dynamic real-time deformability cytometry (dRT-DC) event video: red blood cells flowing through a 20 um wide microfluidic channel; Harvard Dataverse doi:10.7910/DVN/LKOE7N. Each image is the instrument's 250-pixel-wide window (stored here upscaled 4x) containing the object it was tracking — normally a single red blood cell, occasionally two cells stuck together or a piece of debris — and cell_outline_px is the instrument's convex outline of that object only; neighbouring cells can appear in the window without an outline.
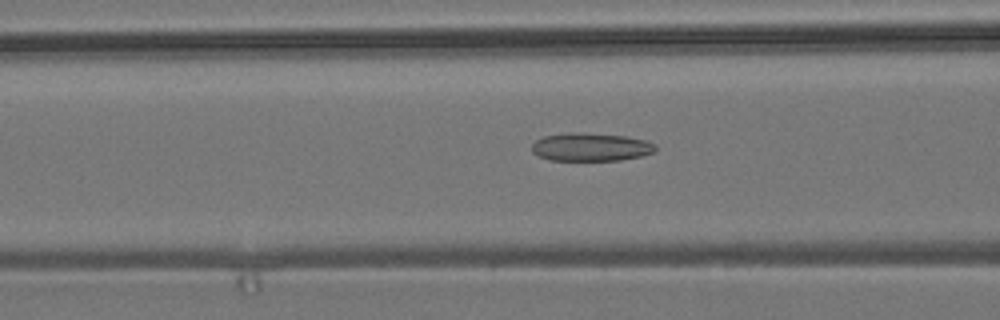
{"species": "common noctule bat (a hibernating species)", "species_latin": "Nyctalus noctula", "temperature_condition": "room temperature", "stored_images_in_passage": 39, "camera_frame_rate_fps": 3000, "um_per_image_px": 0.085, "animal": {"sex": "male", "body_mass_g": 19.2, "forearm_length_mm": 51.8}, "frame": {"image": 1, "passage_image": 5, "time_ms": 1.333, "image_size_px": [1000, 320], "cell_outline_px": [[656, 152], [640, 156], [620, 160], [548, 160], [532, 152], [532, 144], [536, 140], [544, 136], [568, 132], [580, 132], [624, 136], [648, 140], [656, 144]], "centroid_in_image_um": [50.24, 12.49], "position_along_channel_um": 116.4, "area_um2": 20.4}}
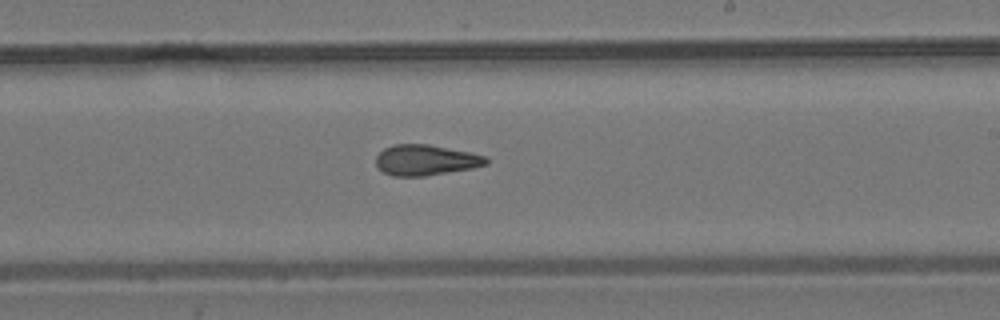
{"frame": {"image": 2, "passage_image": 16, "time_ms": 5.0, "image_size_px": [1000, 320], "cell_outline_px": [[488, 164], [472, 168], [424, 176], [392, 176], [384, 172], [376, 164], [376, 156], [384, 148], [392, 144], [428, 144], [468, 152], [484, 156], [488, 160]], "centroid_in_image_um": [36.15, 13.6], "position_along_channel_um": 252.8, "area_um2": 19.48}}
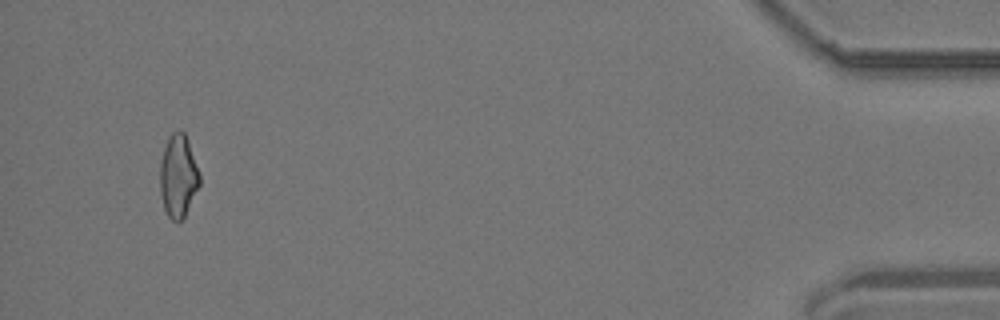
{"frame": {"image": 3, "passage_image": 36, "time_ms": 11.667, "image_size_px": [1000, 320], "cell_outline_px": [[200, 184], [184, 216], [180, 220], [172, 220], [168, 216], [164, 208], [160, 192], [160, 164], [164, 148], [168, 136], [172, 132], [180, 128], [184, 132], [200, 172]], "centroid_in_image_um": [15.14, 14.92], "position_along_channel_um": 420.1, "area_um2": 19.02}, "authors_computed_cell_mechanics": {"area_um2": 19.652, "velocity_mm_per_s": 3.7139, "shape_relaxation_time_tau1_ms": null, "shape_relaxation_time_tau2_ms": 3.8974, "deformation_change_tau1": null, "deformation_change_tau2": 0.1285}}